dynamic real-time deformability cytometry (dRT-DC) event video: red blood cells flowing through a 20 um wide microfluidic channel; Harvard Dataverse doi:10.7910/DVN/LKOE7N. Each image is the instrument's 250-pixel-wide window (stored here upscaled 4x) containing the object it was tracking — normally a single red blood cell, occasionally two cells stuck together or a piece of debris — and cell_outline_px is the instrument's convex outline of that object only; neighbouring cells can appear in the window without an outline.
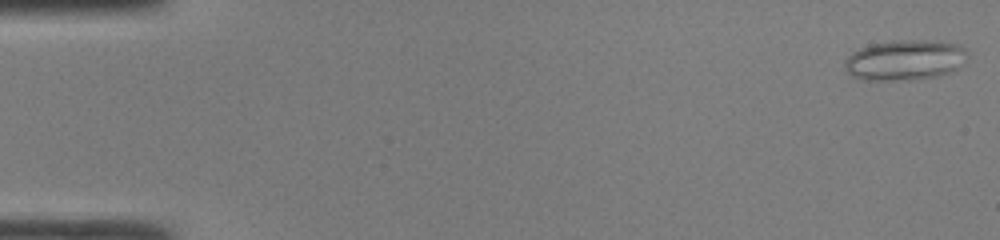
{"species": "common noctule bat (a hibernating species)", "species_latin": "Nyctalus noctula", "temperature_condition": "room temperature", "stored_images_in_passage": 47, "camera_frame_rate_fps": 3000, "um_per_image_px": 0.085, "animal": {"sex": "male", "body_mass_g": 19.0, "forearm_length_mm": 50.8}, "frame": {"image": 1, "passage_image": 1, "time_ms": 0.0, "image_size_px": [1000, 240], "cell_outline_px": [[968, 56], [952, 72], [936, 76], [912, 80], [860, 80], [852, 76], [844, 68], [844, 60], [852, 52], [860, 48], [872, 44], [892, 40], [928, 40], [960, 44], [968, 52]], "centroid_in_image_um": [76.9, 5.1], "position_along_channel_um": 8.1, "area_um2": 29.13}}
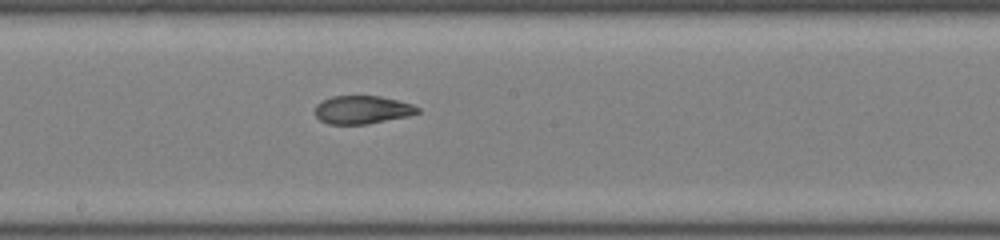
{"frame": {"image": 2, "passage_image": 26, "time_ms": 8.333, "image_size_px": [1000, 240], "cell_outline_px": [[420, 112], [408, 116], [368, 124], [328, 124], [320, 120], [316, 116], [316, 104], [320, 100], [332, 96], [380, 96], [412, 104], [420, 108]], "centroid_in_image_um": [30.78, 9.33], "position_along_channel_um": 217.4, "area_um2": 16.88}}
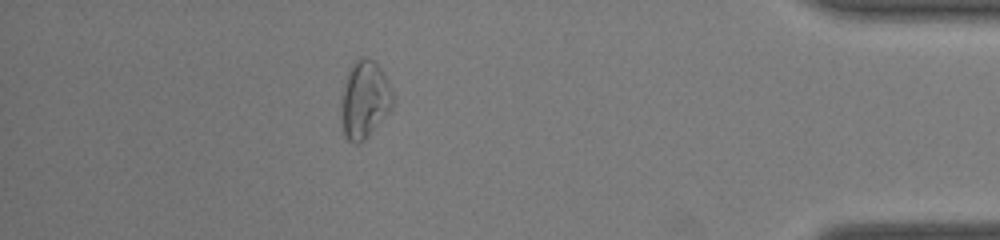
{"frame": {"image": 3, "passage_image": 42, "time_ms": 13.667, "image_size_px": [1000, 240], "cell_outline_px": [[392, 108], [368, 136], [360, 144], [356, 144], [348, 140], [344, 136], [340, 112], [344, 84], [348, 68], [360, 56], [368, 56], [380, 68], [392, 92]], "centroid_in_image_um": [30.95, 8.47], "position_along_channel_um": 404.3, "area_um2": 23.24}, "authors_computed_cell_mechanics": {"area_um2": 20.4034, "velocity_mm_per_s": 4.3023, "shape_relaxation_time_tau1_ms": null, "shape_relaxation_time_tau2_ms": 1.9609, "deformation_change_tau1": null, "deformation_change_tau2": 0.0777}}